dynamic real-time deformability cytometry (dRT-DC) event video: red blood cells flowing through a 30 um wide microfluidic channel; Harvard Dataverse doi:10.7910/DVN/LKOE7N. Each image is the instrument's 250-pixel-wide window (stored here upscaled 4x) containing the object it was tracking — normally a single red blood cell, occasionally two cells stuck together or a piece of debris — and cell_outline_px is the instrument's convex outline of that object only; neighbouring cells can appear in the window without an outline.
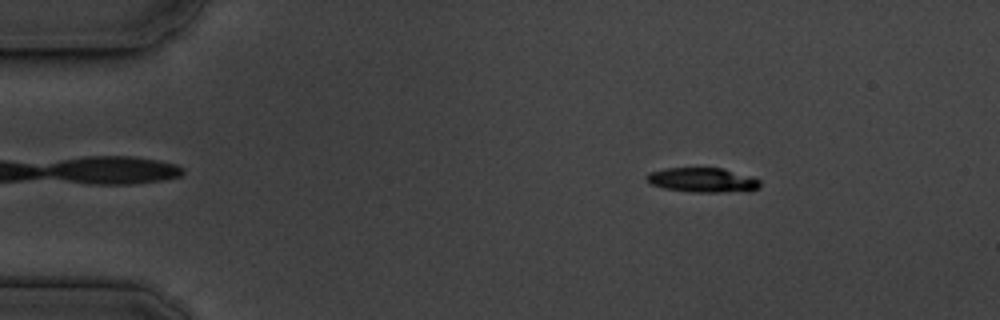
{"species": "common noctule bat (a hibernating species)", "species_latin": "Nyctalus noctula", "temperature_condition": "cold", "stored_images_in_passage": 55, "camera_frame_rate_fps": 3000, "um_per_image_px": 0.085, "animal": {"sex": "male", "body_mass_g": 19.5, "forearm_length_mm": 54.6}, "frame": {"image": 1, "passage_image": 8, "time_ms": 2.333, "image_size_px": [1000, 320], "cell_outline_px": [[760, 188], [748, 192], [692, 192], [664, 188], [652, 184], [644, 176], [648, 172], [664, 168], [724, 168], [760, 180]], "centroid_in_image_um": [59.73, 15.31], "position_along_channel_um": 25.3, "area_um2": 16.36}}
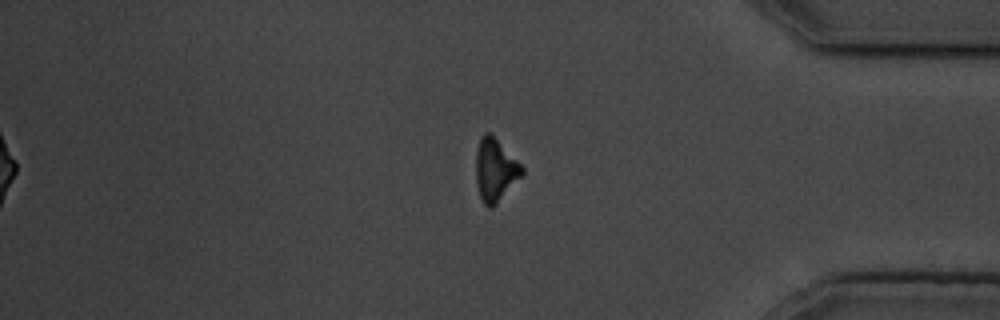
{"frame": {"image": 2, "passage_image": 46, "time_ms": 15.0, "image_size_px": [1000, 320], "cell_outline_px": [[524, 172], [496, 204], [492, 208], [488, 208], [484, 204], [480, 196], [476, 180], [476, 152], [480, 136], [484, 132], [492, 132], [524, 168]], "centroid_in_image_um": [42.08, 14.39], "position_along_channel_um": 393.1, "area_um2": 16.82}}
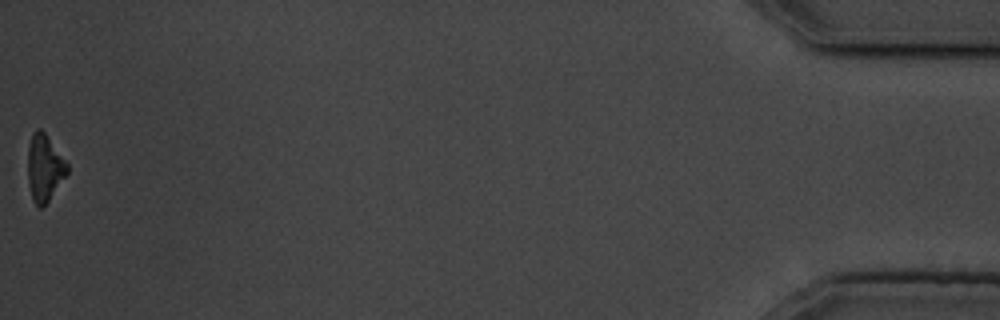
{"frame": {"image": 3, "passage_image": 55, "time_ms": 18.0, "image_size_px": [1000, 320], "cell_outline_px": [[68, 172], [48, 200], [40, 208], [32, 200], [28, 180], [28, 148], [32, 132], [36, 128], [40, 128], [44, 132], [68, 164]], "centroid_in_image_um": [3.76, 14.24], "position_along_channel_um": 431.4, "area_um2": 15.03}, "authors_computed_cell_mechanics": {"area_um2": 17.5712, "velocity_mm_per_s": 3.637, "shape_relaxation_time_tau1_ms": 2.9705, "shape_relaxation_time_tau2_ms": null, "deformation_change_tau1": 0.1371, "deformation_change_tau2": null}}